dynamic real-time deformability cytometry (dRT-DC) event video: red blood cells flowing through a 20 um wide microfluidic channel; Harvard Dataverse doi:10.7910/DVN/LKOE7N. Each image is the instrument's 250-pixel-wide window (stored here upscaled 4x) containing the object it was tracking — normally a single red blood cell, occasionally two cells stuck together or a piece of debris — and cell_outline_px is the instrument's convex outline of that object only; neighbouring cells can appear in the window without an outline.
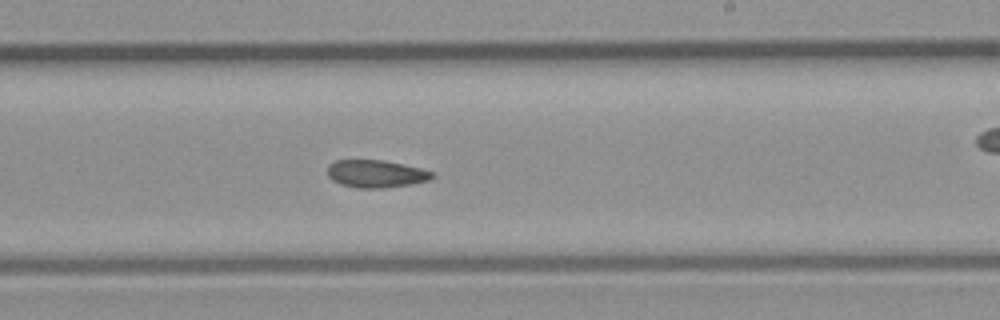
{"species": "common noctule bat (a hibernating species)", "species_latin": "Nyctalus noctula", "temperature_condition": "room temperature", "stored_images_in_passage": 36, "camera_frame_rate_fps": 3000, "um_per_image_px": 0.085, "animal": {"sex": "male", "body_mass_g": 23.1, "forearm_length_mm": 52.7}, "frame": {"image": 1, "passage_image": 21, "time_ms": 6.667, "image_size_px": [1000, 320], "cell_outline_px": [[436, 176], [428, 180], [412, 184], [380, 188], [360, 188], [340, 184], [332, 180], [328, 176], [328, 164], [336, 160], [384, 160], [404, 164], [436, 172]], "centroid_in_image_um": [31.98, 14.76], "position_along_channel_um": 257.0, "area_um2": 16.94}}